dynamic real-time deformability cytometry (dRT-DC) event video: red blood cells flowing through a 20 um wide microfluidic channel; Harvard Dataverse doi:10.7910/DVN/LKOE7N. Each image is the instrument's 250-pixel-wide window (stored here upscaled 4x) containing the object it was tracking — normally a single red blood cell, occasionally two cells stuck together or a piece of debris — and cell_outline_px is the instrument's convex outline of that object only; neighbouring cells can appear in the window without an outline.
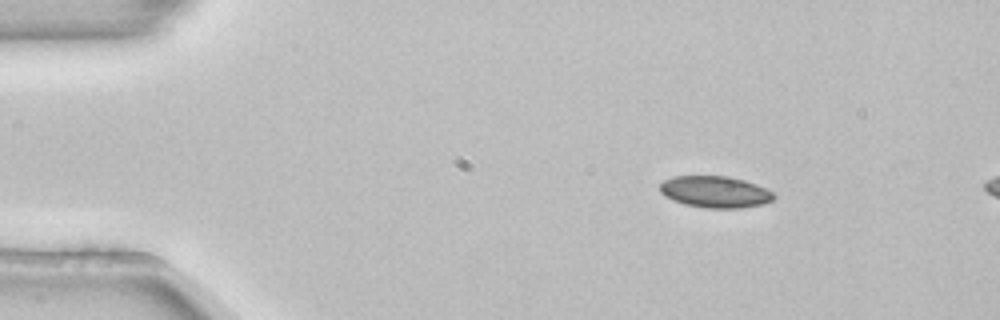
{"species": "common noctule bat (a hibernating species)", "species_latin": "Nyctalus noctula", "temperature_condition": "room temperature", "stored_images_in_passage": 3, "camera_frame_rate_fps": 3000, "um_per_image_px": 0.085, "animal": {"sex": "female", "body_mass_g": 22.7, "forearm_length_mm": 54.2}, "frame": {"image": 1, "passage_image": 1, "time_ms": 0.0, "image_size_px": [1000, 320], "cell_outline_px": [[776, 196], [772, 200], [764, 204], [740, 208], [704, 208], [684, 204], [672, 200], [664, 196], [660, 192], [660, 184], [664, 180], [672, 176], [728, 176], [744, 180], [756, 184], [772, 192]], "centroid_in_image_um": [60.76, 16.31], "position_along_channel_um": 24.2, "area_um2": 21.1}}